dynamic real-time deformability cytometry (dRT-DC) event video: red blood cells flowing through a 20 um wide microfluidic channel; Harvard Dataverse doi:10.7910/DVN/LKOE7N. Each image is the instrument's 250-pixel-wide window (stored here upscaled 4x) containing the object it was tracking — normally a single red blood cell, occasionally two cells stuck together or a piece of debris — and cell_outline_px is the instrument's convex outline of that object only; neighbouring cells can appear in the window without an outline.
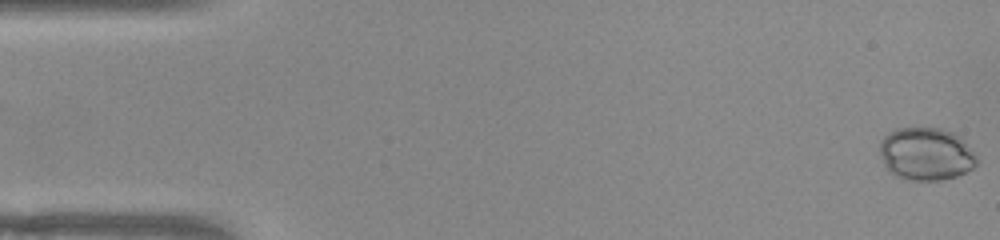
{"species": "common noctule bat (a hibernating species)", "species_latin": "Nyctalus noctula", "temperature_condition": "warm", "stored_images_in_passage": 52, "camera_frame_rate_fps": 3000, "um_per_image_px": 0.085, "animal": {"sex": "female", "body_mass_g": 22.0, "forearm_length_mm": 56.7}, "frame": {"image": 1, "passage_image": 1, "time_ms": 0.0, "image_size_px": [1000, 240], "cell_outline_px": [[976, 164], [972, 168], [956, 176], [940, 180], [904, 180], [888, 172], [884, 168], [880, 156], [880, 140], [888, 132], [896, 128], [940, 128], [952, 132], [972, 152], [976, 160]], "centroid_in_image_um": [78.61, 13.1], "position_along_channel_um": 6.4, "area_um2": 29.65}}
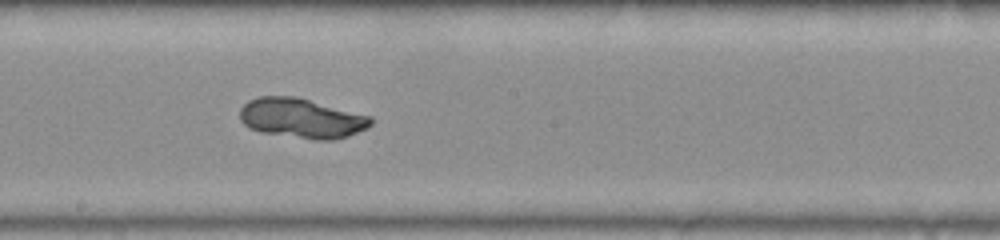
{"frame": {"image": 2, "passage_image": 28, "time_ms": 9.0, "image_size_px": [1000, 240], "cell_outline_px": [[372, 124], [368, 128], [348, 136], [332, 140], [312, 140], [260, 132], [248, 128], [240, 120], [240, 108], [248, 100], [260, 96], [296, 96], [372, 116]], "centroid_in_image_um": [25.64, 10.05], "position_along_channel_um": 222.6, "area_um2": 30.75}}
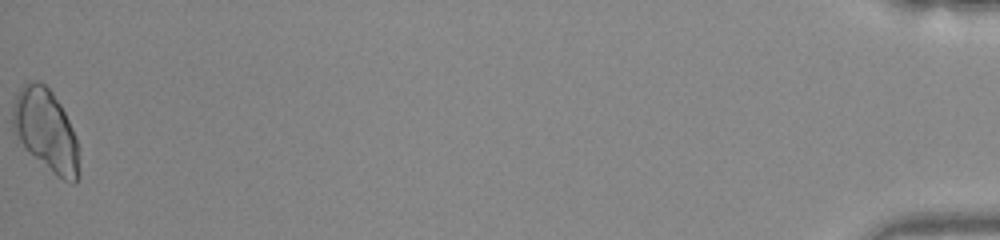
{"frame": {"image": 3, "passage_image": 52, "time_ms": 17.0, "image_size_px": [1000, 240], "cell_outline_px": [[80, 176], [76, 184], [72, 184], [56, 176], [12, 132], [12, 108], [16, 96], [20, 88], [28, 80], [36, 80], [44, 84], [52, 92], [60, 104], [76, 136]], "centroid_in_image_um": [3.91, 11.06], "position_along_channel_um": 431.3, "area_um2": 31.33}, "authors_computed_cell_mechanics": {"area_um2": 29.4202, "velocity_mm_per_s": 3.9401, "shape_relaxation_time_tau1_ms": 7.5011, "shape_relaxation_time_tau2_ms": null, "deformation_change_tau1": 0.0907, "deformation_change_tau2": null}}